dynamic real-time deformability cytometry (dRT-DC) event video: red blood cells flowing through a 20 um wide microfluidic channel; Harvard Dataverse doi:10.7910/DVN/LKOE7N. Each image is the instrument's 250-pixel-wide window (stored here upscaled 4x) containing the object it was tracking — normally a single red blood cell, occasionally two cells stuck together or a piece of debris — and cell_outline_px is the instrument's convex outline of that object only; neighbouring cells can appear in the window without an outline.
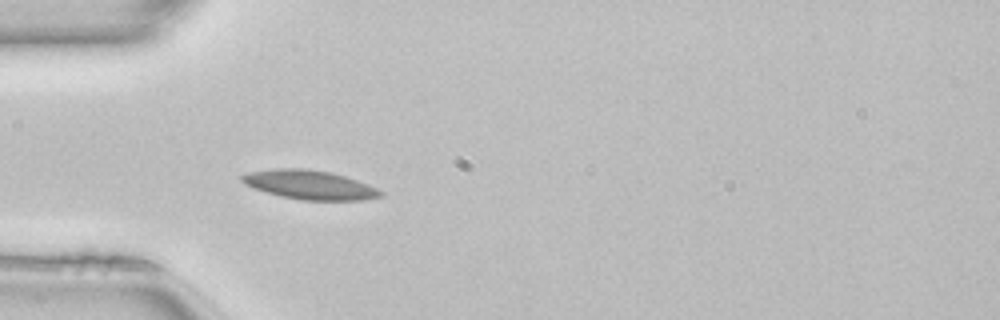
{"species": "common noctule bat (a hibernating species)", "species_latin": "Nyctalus noctula", "temperature_condition": "room temperature", "stored_images_in_passage": 50, "camera_frame_rate_fps": 3000, "um_per_image_px": 0.085, "animal": {"sex": "female", "body_mass_g": 22.7, "forearm_length_mm": 54.2}, "frame": {"image": 1, "passage_image": 15, "time_ms": 4.667, "image_size_px": [1000, 320], "cell_outline_px": [[384, 196], [364, 200], [300, 200], [280, 196], [244, 184], [240, 180], [240, 176], [248, 172], [272, 168], [304, 168], [332, 172], [368, 184], [384, 192]], "centroid_in_image_um": [26.32, 15.7], "position_along_channel_um": 58.7, "area_um2": 23.58}, "authors_computed_cell_mechanics": {"area_um2": 21.2993, "velocity_mm_per_s": 4.0587, "shape_relaxation_time_tau1_ms": null, "shape_relaxation_time_tau2_ms": 2.3648, "deformation_change_tau1": null, "deformation_change_tau2": 0.0595}}